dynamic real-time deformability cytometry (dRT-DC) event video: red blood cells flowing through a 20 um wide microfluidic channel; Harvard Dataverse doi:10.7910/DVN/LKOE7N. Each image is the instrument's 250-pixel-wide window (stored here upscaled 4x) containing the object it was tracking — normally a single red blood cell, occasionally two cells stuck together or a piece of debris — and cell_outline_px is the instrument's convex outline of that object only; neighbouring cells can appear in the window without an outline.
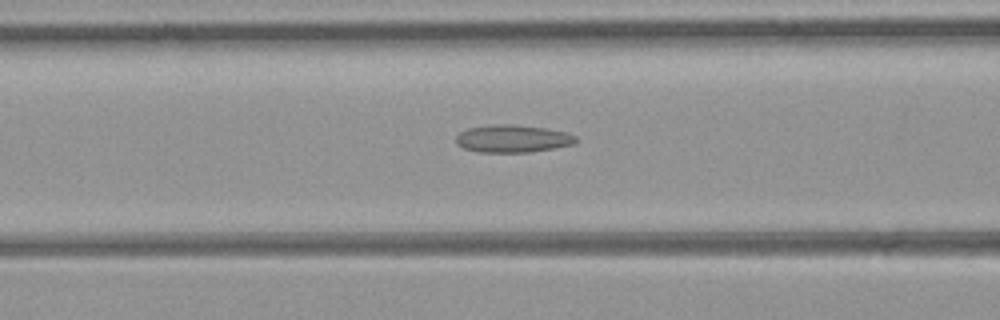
{"species": "common noctule bat (a hibernating species)", "species_latin": "Nyctalus noctula", "temperature_condition": "room temperature", "stored_images_in_passage": 37, "camera_frame_rate_fps": 3000, "um_per_image_px": 0.085, "animal": {"sex": "female", "body_mass_g": 21.9}, "frame": {"image": 1, "passage_image": 9, "time_ms": 2.667, "image_size_px": [1000, 320], "cell_outline_px": [[580, 140], [572, 144], [552, 148], [528, 152], [480, 152], [464, 148], [456, 144], [456, 136], [460, 132], [468, 128], [492, 124], [512, 124], [544, 128], [564, 132], [576, 136]], "centroid_in_image_um": [43.55, 11.78], "position_along_channel_um": 123.1, "area_um2": 19.13}}
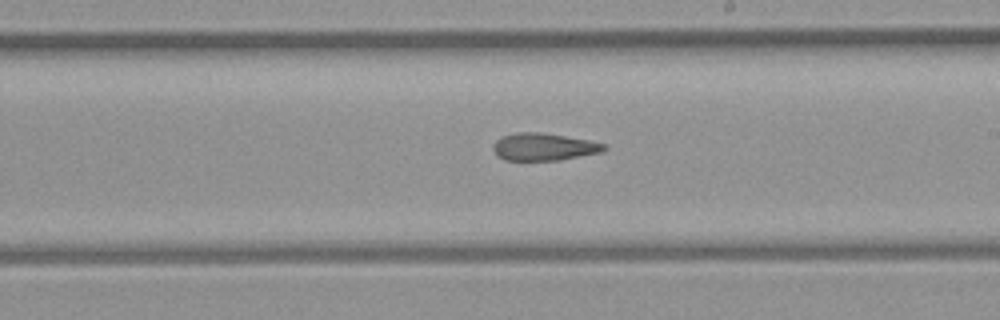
{"frame": {"image": 2, "passage_image": 17, "time_ms": 5.333, "image_size_px": [1000, 320], "cell_outline_px": [[608, 148], [604, 152], [560, 160], [504, 160], [496, 156], [492, 148], [492, 144], [500, 136], [516, 132], [540, 132], [588, 140], [604, 144]], "centroid_in_image_um": [46.19, 12.48], "position_along_channel_um": 242.8, "area_um2": 17.92}}
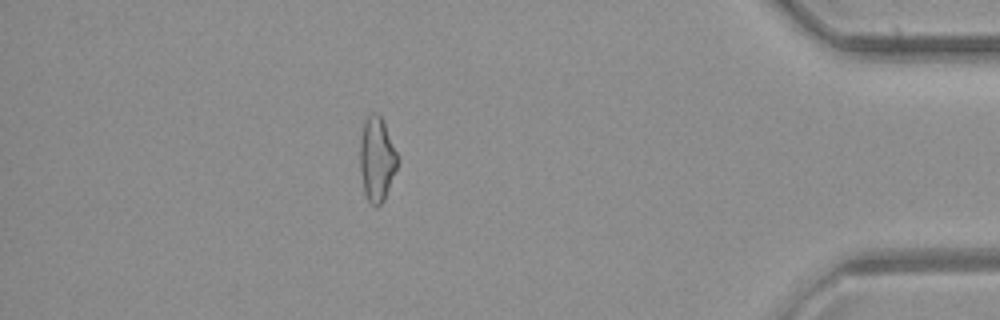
{"frame": {"image": 3, "passage_image": 31, "time_ms": 10.0, "image_size_px": [1000, 320], "cell_outline_px": [[400, 160], [384, 200], [376, 208], [368, 200], [364, 192], [360, 172], [360, 136], [364, 120], [372, 112], [376, 112], [380, 116], [400, 156]], "centroid_in_image_um": [32.04, 13.52], "position_along_channel_um": 403.2, "area_um2": 18.73}, "authors_computed_cell_mechanics": {"area_um2": 18.5538, "velocity_mm_per_s": 4.4822, "shape_relaxation_time_tau1_ms": null, "shape_relaxation_time_tau2_ms": 8.1562, "deformation_change_tau1": null, "deformation_change_tau2": 0.2557}}